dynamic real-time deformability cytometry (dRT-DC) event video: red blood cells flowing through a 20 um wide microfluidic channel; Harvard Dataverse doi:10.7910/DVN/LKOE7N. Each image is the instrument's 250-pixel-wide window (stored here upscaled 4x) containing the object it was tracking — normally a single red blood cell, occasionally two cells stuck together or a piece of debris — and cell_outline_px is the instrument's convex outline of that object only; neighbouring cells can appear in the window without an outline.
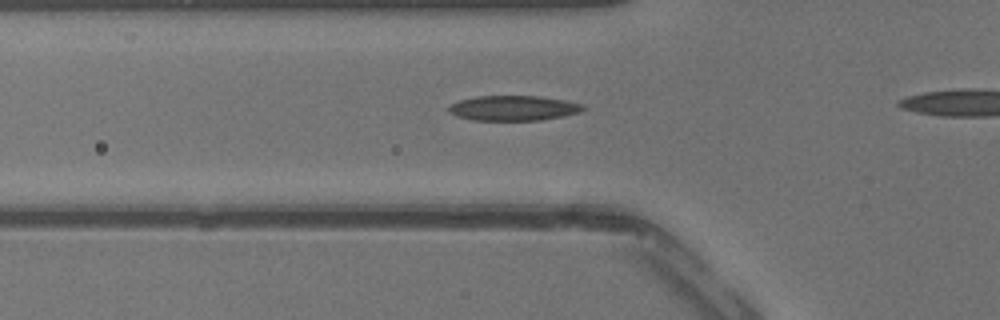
{"species": "common noctule bat (a hibernating species)", "species_latin": "Nyctalus noctula", "temperature_condition": "warm", "stored_images_in_passage": 27, "camera_frame_rate_fps": 3000, "um_per_image_px": 0.085, "animal": {"sex": "male", "body_mass_g": 13.3}, "frame": {"image": 1, "passage_image": 6, "time_ms": 1.667, "image_size_px": [1000, 320], "cell_outline_px": [[584, 108], [580, 112], [540, 120], [472, 120], [456, 116], [448, 112], [448, 104], [460, 100], [476, 96], [540, 96], [564, 100], [580, 104]], "centroid_in_image_um": [43.55, 9.18], "position_along_channel_um": 82.2, "area_um2": 19.48}}
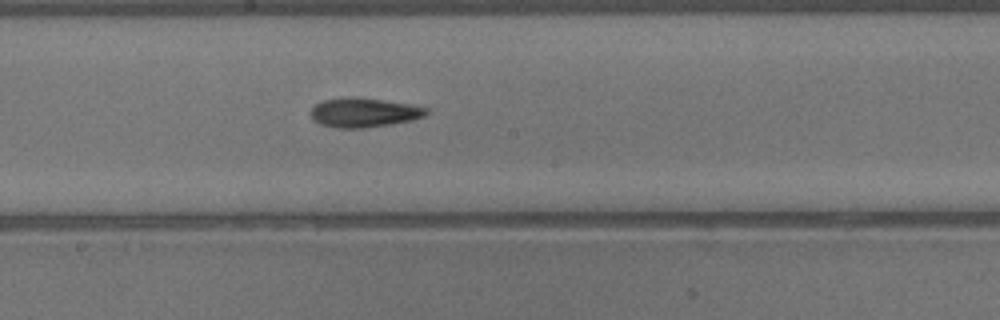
{"frame": {"image": 2, "passage_image": 14, "time_ms": 4.333, "image_size_px": [1000, 320], "cell_outline_px": [[428, 112], [424, 116], [412, 120], [364, 128], [336, 128], [320, 124], [312, 120], [312, 108], [316, 104], [324, 100], [344, 96], [356, 96], [412, 104], [428, 108]], "centroid_in_image_um": [30.93, 9.55], "position_along_channel_um": 217.3, "area_um2": 19.88}}
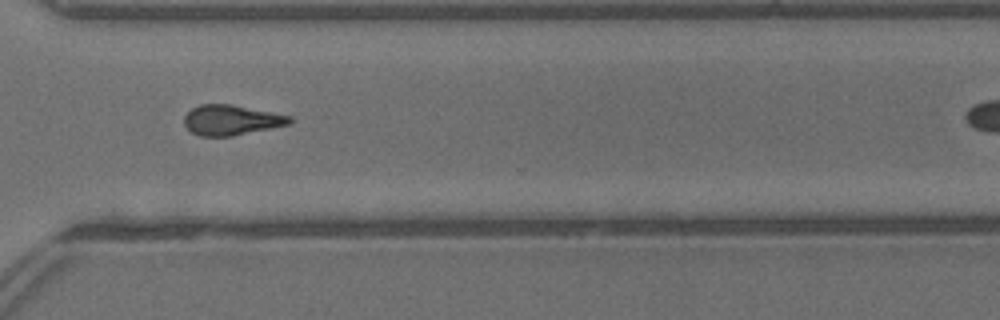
{"frame": {"image": 3, "passage_image": 22, "time_ms": 7.0, "image_size_px": [1000, 320], "cell_outline_px": [[292, 124], [232, 136], [200, 136], [192, 132], [184, 124], [184, 116], [192, 108], [200, 104], [232, 104], [292, 116]], "centroid_in_image_um": [19.68, 10.2], "position_along_channel_um": 350.9, "area_um2": 18.61}}